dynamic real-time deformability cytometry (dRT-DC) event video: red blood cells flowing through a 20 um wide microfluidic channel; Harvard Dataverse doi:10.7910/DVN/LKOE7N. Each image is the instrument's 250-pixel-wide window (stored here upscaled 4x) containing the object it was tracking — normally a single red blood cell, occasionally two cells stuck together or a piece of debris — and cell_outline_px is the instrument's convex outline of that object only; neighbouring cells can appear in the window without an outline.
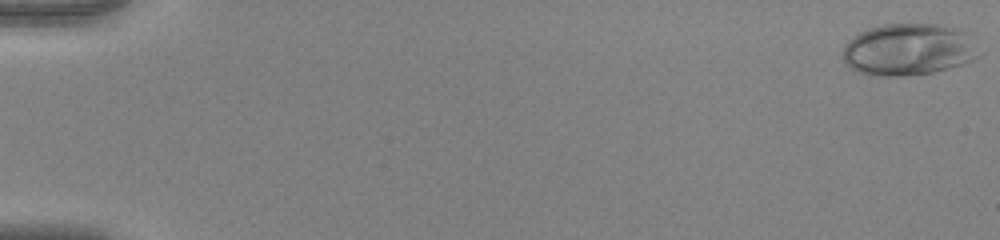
{"species": "human", "species_latin": "Homo sapiens", "temperature_condition": "warm", "stored_images_in_passage": 54, "camera_frame_rate_fps": 3000, "um_per_image_px": 0.085, "donor": {"sex": "female"}, "frame": {"image": 1, "passage_image": 1, "time_ms": 0.0, "image_size_px": [1000, 240], "cell_outline_px": [[980, 56], [964, 64], [932, 72], [904, 76], [884, 76], [860, 72], [852, 68], [840, 56], [844, 44], [848, 40], [860, 32], [868, 28], [880, 24], [936, 24], [956, 28], [964, 32]], "centroid_in_image_um": [77.15, 4.21], "position_along_channel_um": 7.8, "area_um2": 40.81}}
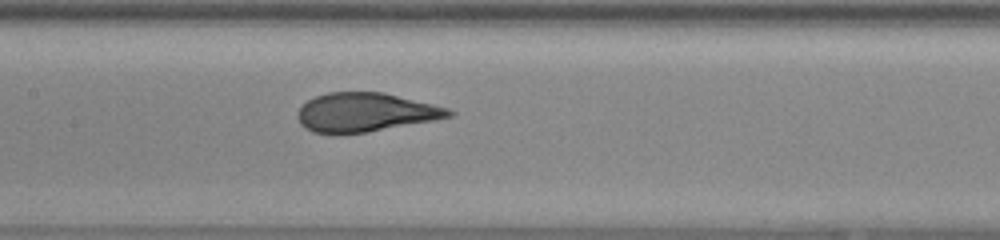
{"frame": {"image": 2, "passage_image": 28, "time_ms": 9.0, "image_size_px": [1000, 240], "cell_outline_px": [[456, 112], [452, 116], [436, 120], [368, 132], [312, 132], [304, 128], [300, 124], [296, 116], [296, 112], [308, 100], [316, 96], [328, 92], [384, 92], [448, 108]], "centroid_in_image_um": [31.07, 9.54], "position_along_channel_um": 176.3, "area_um2": 34.04}}
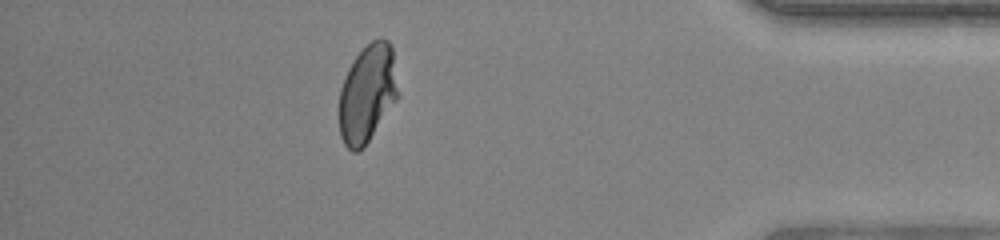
{"frame": {"image": 3, "passage_image": 48, "time_ms": 15.667, "image_size_px": [1000, 240], "cell_outline_px": [[400, 96], [364, 148], [356, 152], [352, 152], [344, 144], [340, 136], [340, 88], [344, 76], [348, 68], [356, 56], [372, 40], [380, 36], [388, 40], [392, 48], [400, 92]], "centroid_in_image_um": [31.26, 7.95], "position_along_channel_um": 403.9, "area_um2": 34.1}, "authors_computed_cell_mechanics": {"area_um2": 35.3736, "velocity_mm_per_s": 3.9375, "shape_relaxation_time_tau1_ms": 6.0439, "shape_relaxation_time_tau2_ms": null, "deformation_change_tau1": 0.2455, "deformation_change_tau2": null}}